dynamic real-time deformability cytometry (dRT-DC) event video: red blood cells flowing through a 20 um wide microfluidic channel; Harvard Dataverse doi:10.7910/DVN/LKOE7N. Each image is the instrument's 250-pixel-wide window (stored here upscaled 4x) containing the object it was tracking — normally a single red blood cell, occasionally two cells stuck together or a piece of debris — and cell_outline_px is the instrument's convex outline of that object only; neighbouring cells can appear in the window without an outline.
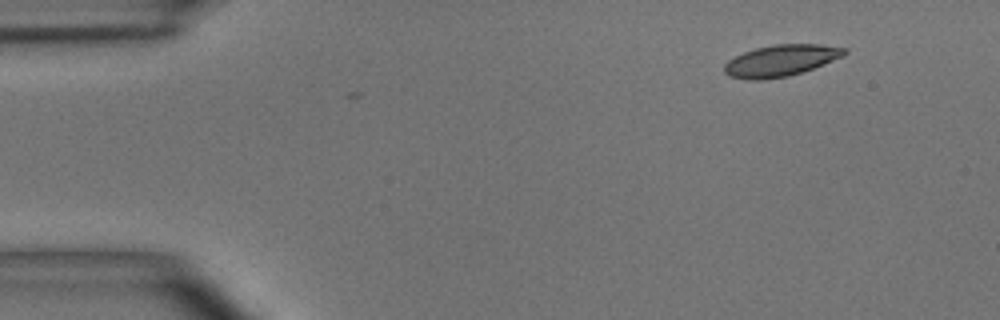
{"species": "common noctule bat (a hibernating species)", "species_latin": "Nyctalus noctula", "temperature_condition": "room temperature", "stored_images_in_passage": 4, "camera_frame_rate_fps": 3000, "um_per_image_px": 0.085, "animal": {"sex": "male", "body_mass_g": 15.6}, "frame": {"image": 1, "passage_image": 1, "time_ms": 0.0, "image_size_px": [1000, 320], "cell_outline_px": [[848, 52], [844, 56], [812, 68], [788, 76], [764, 80], [748, 80], [728, 76], [724, 72], [724, 64], [728, 60], [744, 52], [756, 48], [776, 44], [820, 44], [848, 48]], "centroid_in_image_um": [66.36, 5.15], "position_along_channel_um": 18.6, "area_um2": 22.02}}